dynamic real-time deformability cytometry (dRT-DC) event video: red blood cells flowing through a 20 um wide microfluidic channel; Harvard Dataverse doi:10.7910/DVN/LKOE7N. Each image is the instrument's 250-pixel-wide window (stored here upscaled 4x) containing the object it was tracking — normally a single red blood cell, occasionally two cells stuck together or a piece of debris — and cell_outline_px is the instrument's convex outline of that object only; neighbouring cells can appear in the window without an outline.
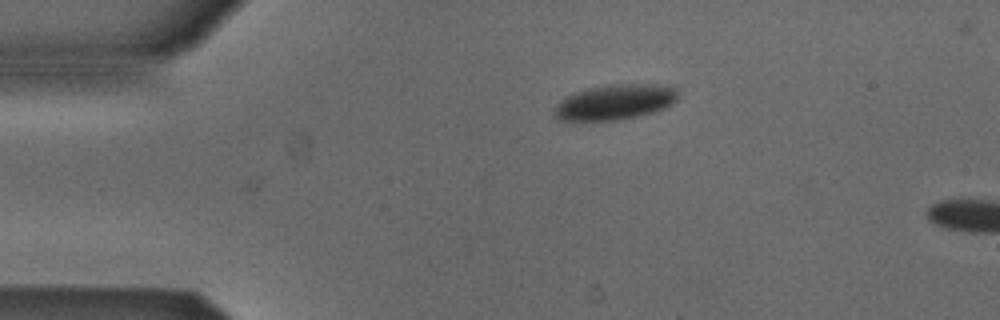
{"species": "Egyptian fruit bat (a non-hibernating species)", "species_latin": "Rousettus aegyptiacus", "temperature_condition": "cold", "stored_images_in_passage": 4, "camera_frame_rate_fps": 3000, "um_per_image_px": 0.085, "animal": {"sex": "male"}, "frame": {"image": 1, "passage_image": 1, "time_ms": 0.0, "image_size_px": [1000, 320], "cell_outline_px": [[676, 100], [672, 104], [664, 108], [652, 112], [636, 116], [616, 120], [580, 124], [572, 124], [556, 120], [552, 112], [556, 104], [564, 96], [588, 88], [608, 84], [676, 84]], "centroid_in_image_um": [52.16, 8.72], "position_along_channel_um": 32.8, "area_um2": 26.65}}